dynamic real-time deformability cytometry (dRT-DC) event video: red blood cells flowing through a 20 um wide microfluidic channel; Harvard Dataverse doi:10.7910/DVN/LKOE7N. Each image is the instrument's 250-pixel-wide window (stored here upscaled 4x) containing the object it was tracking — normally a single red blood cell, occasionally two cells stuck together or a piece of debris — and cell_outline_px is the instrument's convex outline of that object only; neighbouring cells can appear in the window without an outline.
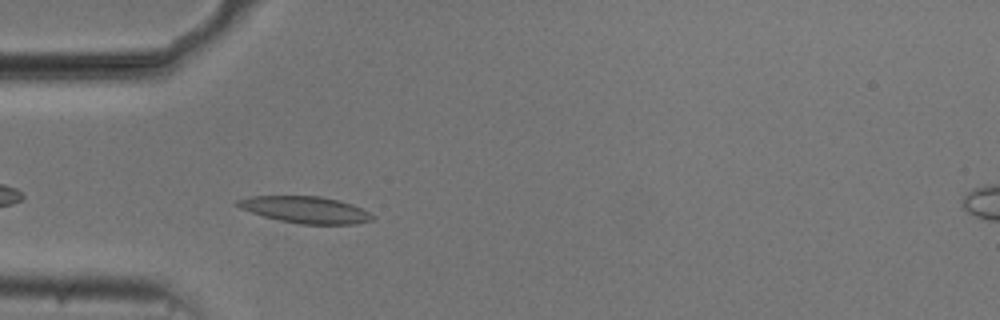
{"species": "common noctule bat (a hibernating species)", "species_latin": "Nyctalus noctula", "temperature_condition": "cold", "stored_images_in_passage": 42, "camera_frame_rate_fps": 3000, "um_per_image_px": 0.085, "animal": {"sex": "male", "body_mass_g": 20.5, "forearm_length_mm": 52.5}, "frame": {"image": 1, "passage_image": 4, "time_ms": 1.0, "image_size_px": [1000, 320], "cell_outline_px": [[376, 216], [372, 220], [356, 224], [300, 224], [280, 220], [264, 216], [240, 208], [232, 204], [236, 200], [248, 196], [320, 196], [340, 200], [352, 204]], "centroid_in_image_um": [25.94, 17.82], "position_along_channel_um": 59.1, "area_um2": 21.04}}
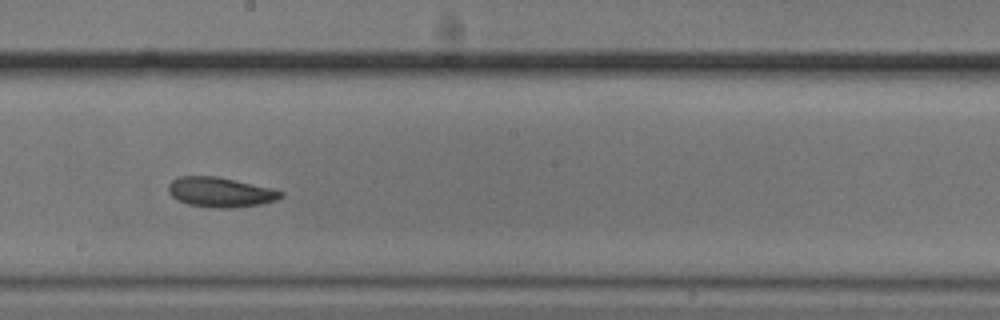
{"frame": {"image": 2, "passage_image": 18, "time_ms": 5.667, "image_size_px": [1000, 320], "cell_outline_px": [[284, 196], [276, 200], [260, 204], [228, 208], [216, 208], [188, 204], [176, 200], [168, 192], [168, 184], [172, 180], [180, 176], [216, 176], [268, 188], [284, 192]], "centroid_in_image_um": [18.68, 16.34], "position_along_channel_um": 229.5, "area_um2": 19.31}}
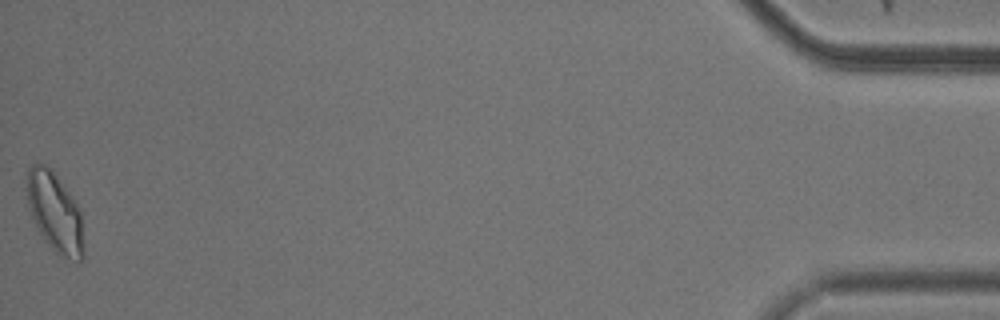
{"frame": {"image": 3, "passage_image": 42, "time_ms": 13.667, "image_size_px": [1000, 320], "cell_outline_px": [[84, 256], [80, 264], [56, 252], [44, 240], [36, 228], [28, 208], [28, 168], [36, 160], [52, 168], [76, 204], [80, 212], [84, 248]], "centroid_in_image_um": [4.66, 18.05], "position_along_channel_um": 430.5, "area_um2": 26.36}, "authors_computed_cell_mechanics": {"area_um2": 19.7098, "velocity_mm_per_s": 3.7141, "shape_relaxation_time_tau1_ms": 3.1276, "shape_relaxation_time_tau2_ms": 4.4209, "deformation_change_tau1": 0.1147, "deformation_change_tau2": 0.1078}}